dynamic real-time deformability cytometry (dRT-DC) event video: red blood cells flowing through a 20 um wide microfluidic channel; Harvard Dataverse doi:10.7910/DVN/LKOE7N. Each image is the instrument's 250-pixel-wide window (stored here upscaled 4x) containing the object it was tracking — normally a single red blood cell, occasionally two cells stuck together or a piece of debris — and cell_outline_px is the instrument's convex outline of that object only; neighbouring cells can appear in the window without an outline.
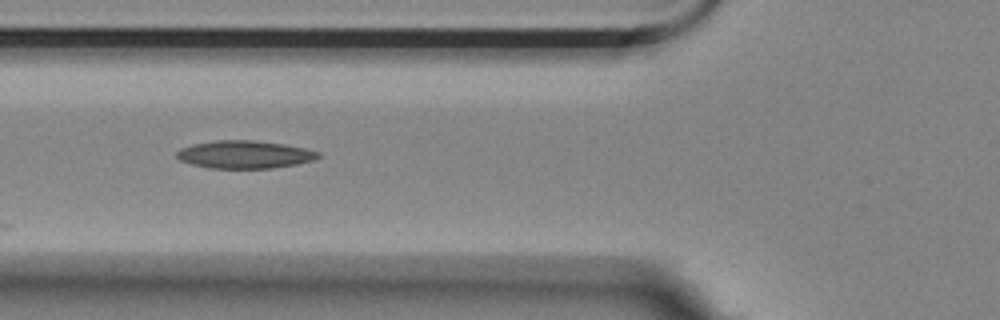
{"species": "Egyptian fruit bat (a non-hibernating species)", "species_latin": "Rousettus aegyptiacus", "temperature_condition": "room temperature", "stored_images_in_passage": 4, "camera_frame_rate_fps": 3000, "um_per_image_px": 0.085, "animal": {"sex": "female"}, "frame": {"image": 1, "passage_image": 4, "time_ms": 1.0, "image_size_px": [1000, 320], "cell_outline_px": [[320, 156], [312, 160], [296, 164], [272, 168], [212, 168], [192, 164], [180, 160], [176, 156], [176, 152], [180, 148], [192, 144], [216, 140], [252, 140], [284, 144], [304, 148], [320, 152]], "centroid_in_image_um": [20.77, 13.12], "position_along_channel_um": 105.0, "area_um2": 22.77}}